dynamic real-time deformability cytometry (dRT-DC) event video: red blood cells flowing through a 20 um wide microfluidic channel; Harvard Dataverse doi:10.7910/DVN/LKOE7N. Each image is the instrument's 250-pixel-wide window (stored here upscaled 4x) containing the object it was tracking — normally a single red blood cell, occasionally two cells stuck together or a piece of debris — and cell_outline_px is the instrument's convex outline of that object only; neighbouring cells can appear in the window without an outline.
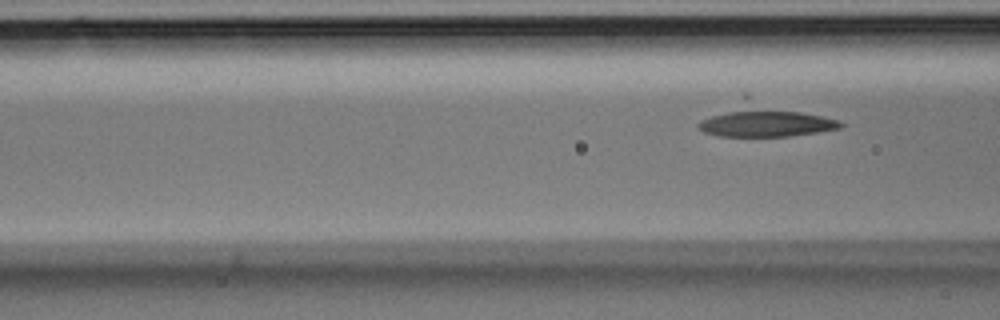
{"species": "Egyptian fruit bat (a non-hibernating species)", "species_latin": "Rousettus aegyptiacus", "temperature_condition": "room temperature", "stored_images_in_passage": 6, "segment_of_instrument_passage": [2, 2], "camera_frame_rate_fps": 3000, "um_per_image_px": 0.085, "animal": {"sex": "male"}, "frame": {"image": 1, "passage_image": 6, "time_ms": 1.667, "image_size_px": [1000, 320], "cell_outline_px": [[844, 124], [840, 128], [816, 132], [788, 136], [720, 136], [704, 132], [696, 124], [700, 120], [740, 92], [748, 92], [840, 120]], "centroid_in_image_um": [64.91, 10.08], "position_along_channel_um": 101.7, "area_um2": 29.54}}